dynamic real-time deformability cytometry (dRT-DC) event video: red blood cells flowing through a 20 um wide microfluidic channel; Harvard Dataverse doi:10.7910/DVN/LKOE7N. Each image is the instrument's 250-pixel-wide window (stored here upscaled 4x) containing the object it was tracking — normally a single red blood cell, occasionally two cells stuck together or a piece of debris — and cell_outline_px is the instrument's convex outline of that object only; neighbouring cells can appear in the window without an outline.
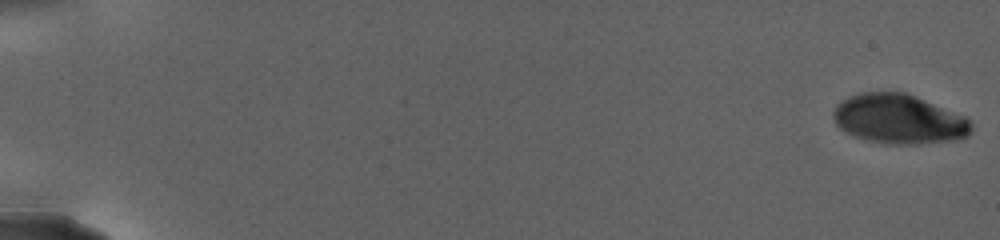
{"species": "human", "species_latin": "Homo sapiens", "temperature_condition": "warm", "stored_images_in_passage": 64, "camera_frame_rate_fps": 3000, "um_per_image_px": 0.085, "donor": {"sex": "female"}, "frame": {"image": 1, "passage_image": 1, "time_ms": 0.0, "image_size_px": [1000, 240], "cell_outline_px": [[972, 132], [968, 136], [956, 140], [916, 144], [888, 144], [856, 136], [840, 128], [836, 124], [832, 116], [832, 112], [848, 96], [860, 92], [904, 92], [964, 116], [972, 124]], "centroid_in_image_um": [76.42, 10.13], "position_along_channel_um": 8.6, "area_um2": 39.3}}
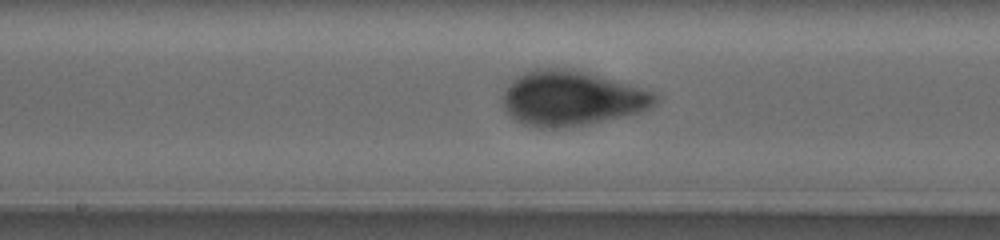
{"frame": {"image": 2, "passage_image": 37, "time_ms": 15.667, "image_size_px": [1000, 240], "cell_outline_px": [[660, 100], [652, 108], [640, 112], [624, 116], [588, 124], [556, 128], [540, 128], [524, 124], [516, 120], [504, 108], [504, 92], [508, 84], [516, 76], [524, 72], [536, 68], [556, 68], [588, 72], [660, 92]], "centroid_in_image_um": [48.68, 8.35], "position_along_channel_um": 199.5, "area_um2": 49.19}}
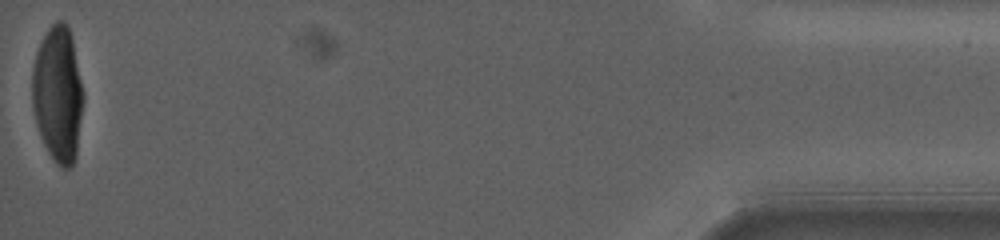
{"frame": {"image": 3, "passage_image": 64, "time_ms": 28.333, "image_size_px": [1000, 240], "cell_outline_px": [[84, 100], [76, 156], [72, 164], [68, 168], [64, 168], [56, 164], [48, 152], [40, 136], [36, 124], [32, 104], [32, 68], [36, 52], [48, 28], [56, 20], [60, 20], [68, 28], [72, 40], [84, 92]], "centroid_in_image_um": [4.92, 8.03], "position_along_channel_um": 430.3, "area_um2": 40.52}, "authors_computed_cell_mechanics": {"area_um2": 42.7431, "velocity_mm_per_s": 2.4814, "shape_relaxation_time_tau1_ms": 6.1212, "shape_relaxation_time_tau2_ms": null, "deformation_change_tau1": 0.2032, "deformation_change_tau2": null}}